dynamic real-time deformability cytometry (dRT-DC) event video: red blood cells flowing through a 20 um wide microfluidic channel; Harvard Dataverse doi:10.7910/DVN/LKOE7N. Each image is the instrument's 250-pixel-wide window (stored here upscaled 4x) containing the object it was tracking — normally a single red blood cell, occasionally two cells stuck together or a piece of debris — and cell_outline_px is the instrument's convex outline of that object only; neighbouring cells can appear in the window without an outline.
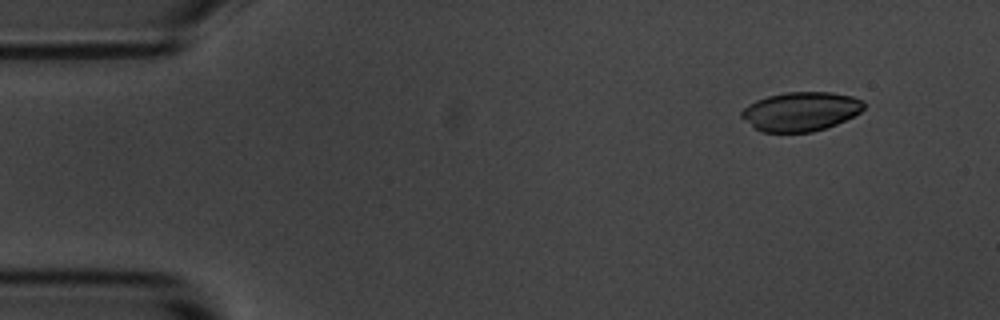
{"species": "common noctule bat (a hibernating species)", "species_latin": "Nyctalus noctula", "temperature_condition": "room temperature", "stored_images_in_passage": 5, "camera_frame_rate_fps": 3000, "um_per_image_px": 0.085, "animal": {"sex": "male", "body_mass_g": 20.1, "forearm_length_mm": 53.5}, "frame": {"image": 1, "passage_image": 1, "time_ms": 0.0, "image_size_px": [1000, 320], "cell_outline_px": [[864, 108], [860, 112], [836, 124], [812, 132], [760, 132], [740, 116], [740, 112], [748, 104], [756, 100], [768, 96], [784, 92], [832, 92], [852, 96], [864, 100]], "centroid_in_image_um": [68.05, 9.46], "position_along_channel_um": 16.9, "area_um2": 27.86}}